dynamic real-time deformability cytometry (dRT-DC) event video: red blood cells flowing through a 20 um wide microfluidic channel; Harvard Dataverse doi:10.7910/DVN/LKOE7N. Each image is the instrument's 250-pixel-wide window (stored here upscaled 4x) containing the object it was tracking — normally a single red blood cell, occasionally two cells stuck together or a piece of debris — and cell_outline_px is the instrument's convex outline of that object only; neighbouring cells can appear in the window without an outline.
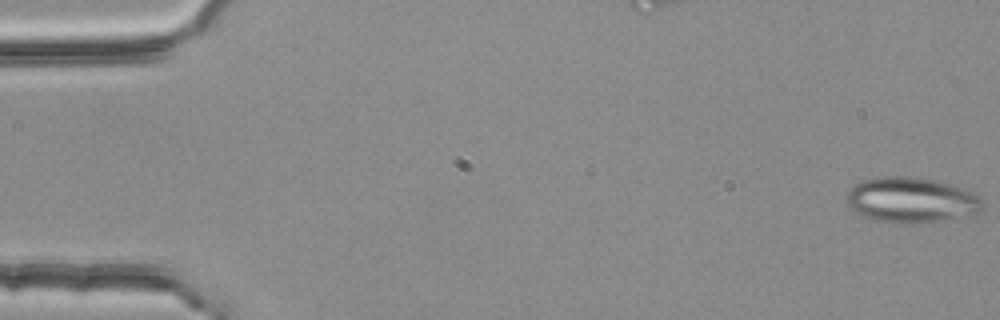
{"species": "common noctule bat (a hibernating species)", "species_latin": "Nyctalus noctula", "temperature_condition": "room temperature", "stored_images_in_passage": 5, "camera_frame_rate_fps": 3000, "um_per_image_px": 0.085, "animal": {"sex": "female", "body_mass_g": 25.1}, "frame": {"image": 1, "passage_image": 1, "time_ms": 0.0, "image_size_px": [1000, 320], "cell_outline_px": [[984, 208], [980, 212], [920, 224], [900, 224], [876, 220], [864, 216], [852, 208], [844, 200], [844, 196], [856, 184], [864, 180], [884, 176], [908, 176], [936, 180], [968, 188], [980, 192], [984, 200]], "centroid_in_image_um": [77.55, 16.99], "position_along_channel_um": 7.5, "area_um2": 36.59}}